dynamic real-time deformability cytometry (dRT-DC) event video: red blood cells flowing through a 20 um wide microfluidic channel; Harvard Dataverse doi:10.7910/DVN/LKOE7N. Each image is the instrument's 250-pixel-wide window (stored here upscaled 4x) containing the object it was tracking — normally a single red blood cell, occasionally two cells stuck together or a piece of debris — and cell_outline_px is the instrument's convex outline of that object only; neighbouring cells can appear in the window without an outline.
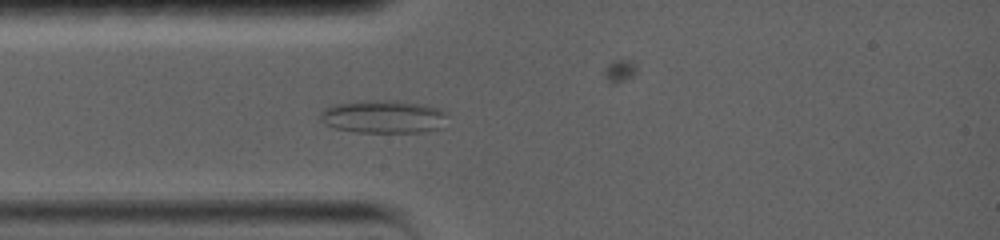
{"species": "common noctule bat (a hibernating species)", "species_latin": "Nyctalus noctula", "temperature_condition": "warm", "stored_images_in_passage": 87, "camera_frame_rate_fps": 5000, "um_per_image_px": 0.085, "animal": {"sex": "female", "body_mass_g": 19.0, "forearm_length_mm": 56.7}, "frame": {"image": 1, "passage_image": 21, "time_ms": 4.0, "image_size_px": [1000, 240], "cell_outline_px": [[444, 116], [440, 128], [424, 132], [356, 132], [336, 128], [324, 124], [316, 120], [320, 112], [324, 108], [332, 104], [364, 100], [396, 100], [424, 104], [440, 108], [444, 112]], "centroid_in_image_um": [32.48, 9.9], "position_along_channel_um": 52.5, "area_um2": 24.74}}
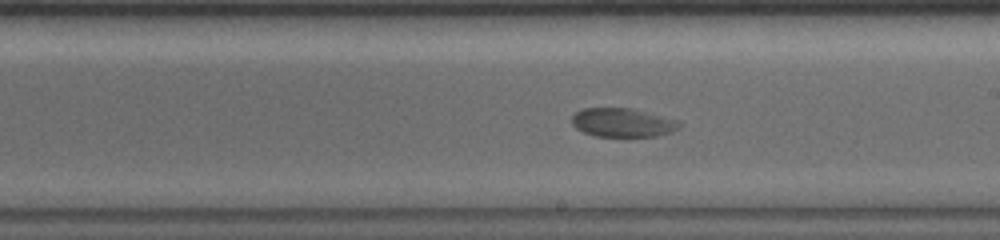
{"frame": {"image": 2, "passage_image": 46, "time_ms": 9.0, "image_size_px": [1000, 240], "cell_outline_px": [[684, 124], [680, 128], [672, 132], [656, 136], [596, 136], [584, 132], [576, 128], [572, 124], [572, 116], [576, 112], [584, 108], [632, 108], [680, 120]], "centroid_in_image_um": [52.99, 10.41], "position_along_channel_um": 236.0, "area_um2": 18.21}}
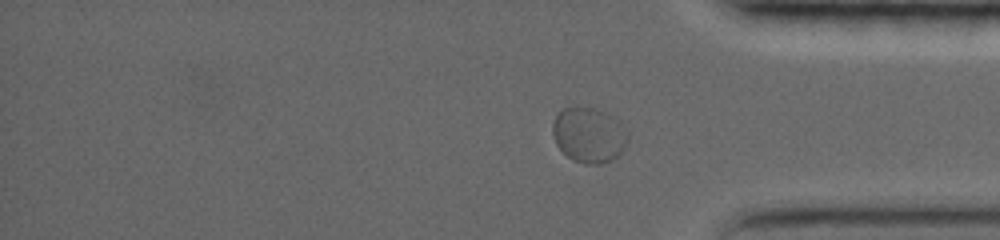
{"frame": {"image": 3, "passage_image": 67, "time_ms": 13.2, "image_size_px": [1000, 240], "cell_outline_px": [[628, 140], [624, 148], [612, 160], [604, 164], [584, 164], [572, 160], [556, 144], [552, 132], [552, 124], [556, 116], [564, 108], [588, 104], [612, 116], [628, 132]], "centroid_in_image_um": [50.05, 11.45], "position_along_channel_um": 385.2, "area_um2": 24.45}}